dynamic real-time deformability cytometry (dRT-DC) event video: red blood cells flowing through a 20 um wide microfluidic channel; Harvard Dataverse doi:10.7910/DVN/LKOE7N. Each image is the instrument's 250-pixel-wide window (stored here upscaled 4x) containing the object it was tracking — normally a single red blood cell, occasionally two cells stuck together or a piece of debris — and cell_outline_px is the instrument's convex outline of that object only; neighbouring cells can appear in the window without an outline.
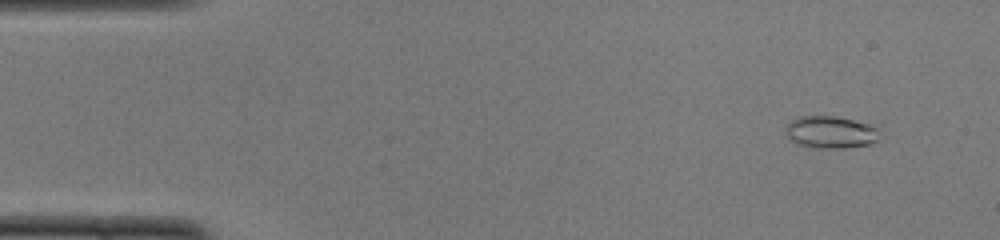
{"species": "common noctule bat (a hibernating species)", "species_latin": "Nyctalus noctula", "temperature_condition": "cold", "stored_images_in_passage": 47, "camera_frame_rate_fps": 3000, "um_per_image_px": 0.085, "animal": {"sex": "female", "body_mass_g": 22.0, "forearm_length_mm": 56.7}, "frame": {"image": 1, "passage_image": 1, "time_ms": 0.0, "image_size_px": [1000, 240], "cell_outline_px": [[880, 140], [868, 144], [844, 148], [816, 148], [796, 144], [784, 132], [784, 128], [792, 120], [800, 116], [836, 116], [868, 124], [876, 128]], "centroid_in_image_um": [70.57, 11.24], "position_along_channel_um": 14.4, "area_um2": 17.57}}
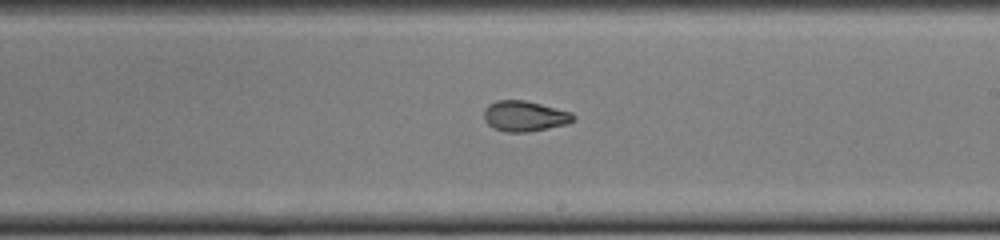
{"frame": {"image": 2, "passage_image": 26, "time_ms": 8.333, "image_size_px": [1000, 240], "cell_outline_px": [[576, 120], [568, 124], [528, 132], [504, 132], [488, 124], [484, 120], [484, 108], [488, 104], [496, 100], [524, 100], [572, 112], [576, 116]], "centroid_in_image_um": [44.61, 9.87], "position_along_channel_um": 244.4, "area_um2": 16.01}}
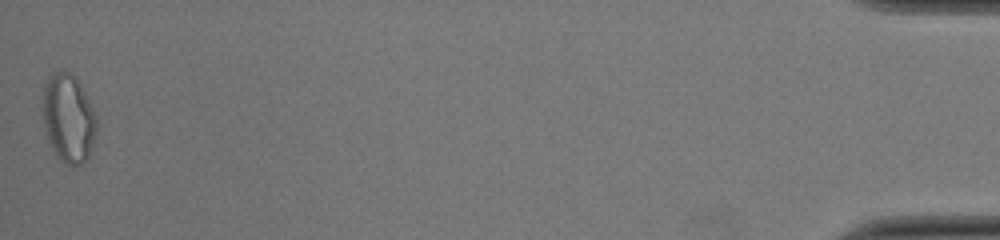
{"frame": {"image": 3, "passage_image": 47, "time_ms": 15.333, "image_size_px": [1000, 240], "cell_outline_px": [[96, 132], [88, 156], [80, 164], [68, 164], [56, 156], [44, 132], [44, 84], [48, 76], [64, 68], [76, 76], [96, 116]], "centroid_in_image_um": [5.8, 10.0], "position_along_channel_um": 429.4, "area_um2": 27.4}, "authors_computed_cell_mechanics": {"area_um2": 16.4152, "velocity_mm_per_s": 3.9967, "shape_relaxation_time_tau1_ms": 8.0559, "shape_relaxation_time_tau2_ms": 1.8794, "deformation_change_tau1": 0.2372, "deformation_change_tau2": 0.0776}}